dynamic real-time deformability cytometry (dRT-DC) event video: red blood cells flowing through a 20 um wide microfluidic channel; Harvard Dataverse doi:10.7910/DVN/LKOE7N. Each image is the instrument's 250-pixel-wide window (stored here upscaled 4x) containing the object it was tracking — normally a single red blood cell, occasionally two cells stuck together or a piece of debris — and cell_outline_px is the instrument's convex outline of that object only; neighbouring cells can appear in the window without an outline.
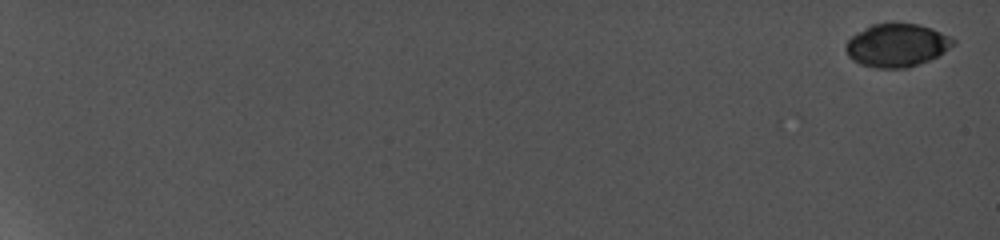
{"species": "common noctule bat (a hibernating species)", "species_latin": "Nyctalus noctula", "temperature_condition": "cold", "stored_images_in_passage": 11, "camera_frame_rate_fps": 5000, "um_per_image_px": 0.085, "animal": {"sex": "female", "body_mass_g": 19.0, "forearm_length_mm": 56.7}, "frame": {"image": 1, "passage_image": 1, "time_ms": 0.0, "image_size_px": [1000, 240], "cell_outline_px": [[956, 44], [944, 52], [928, 60], [908, 68], [876, 68], [860, 64], [852, 60], [848, 56], [844, 48], [848, 40], [856, 32], [872, 24], [916, 24], [932, 28], [956, 40]], "centroid_in_image_um": [76.21, 3.86], "position_along_channel_um": 8.8, "area_um2": 26.88}}
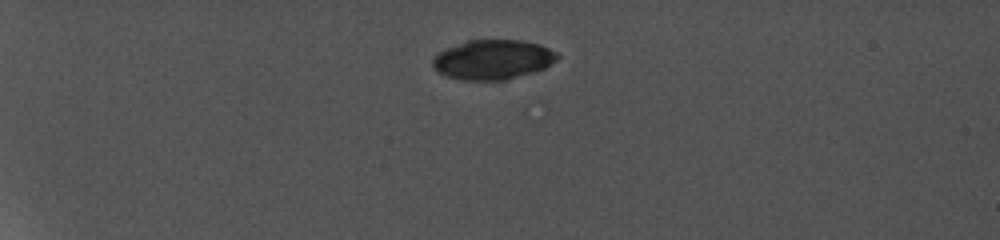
{"frame": {"image": 2, "passage_image": 8, "time_ms": 5.8, "image_size_px": [1000, 240], "cell_outline_px": [[560, 56], [556, 60], [544, 68], [536, 72], [504, 80], [460, 80], [436, 72], [432, 64], [432, 60], [444, 48], [468, 40], [520, 40], [540, 44], [556, 52]], "centroid_in_image_um": [41.89, 5.07], "position_along_channel_um": 43.1, "area_um2": 28.9}}